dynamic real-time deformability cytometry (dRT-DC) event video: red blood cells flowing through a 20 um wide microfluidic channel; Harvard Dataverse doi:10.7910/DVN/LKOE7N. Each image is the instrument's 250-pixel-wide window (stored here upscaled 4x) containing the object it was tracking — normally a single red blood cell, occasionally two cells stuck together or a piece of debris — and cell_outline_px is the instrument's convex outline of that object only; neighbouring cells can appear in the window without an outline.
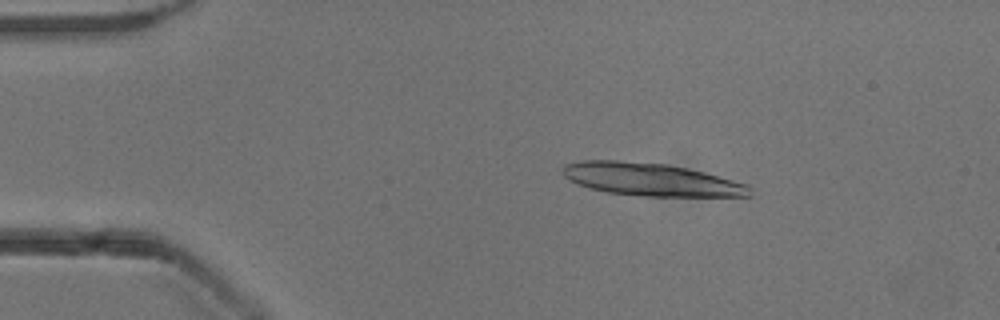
{"species": "common noctule bat (a hibernating species)", "species_latin": "Nyctalus noctula", "temperature_condition": "cold", "stored_images_in_passage": 51, "camera_frame_rate_fps": 3000, "um_per_image_px": 0.085, "animal": {"sex": "male", "body_mass_g": 13.3}, "frame": {"image": 1, "passage_image": 9, "time_ms": 2.667, "image_size_px": [1000, 320], "cell_outline_px": [[752, 196], [644, 196], [608, 192], [588, 188], [564, 176], [560, 168], [564, 164], [580, 160], [620, 160], [668, 164], [704, 172], [748, 184], [752, 188]], "centroid_in_image_um": [55.33, 15.25], "position_along_channel_um": 29.7, "area_um2": 35.78}}
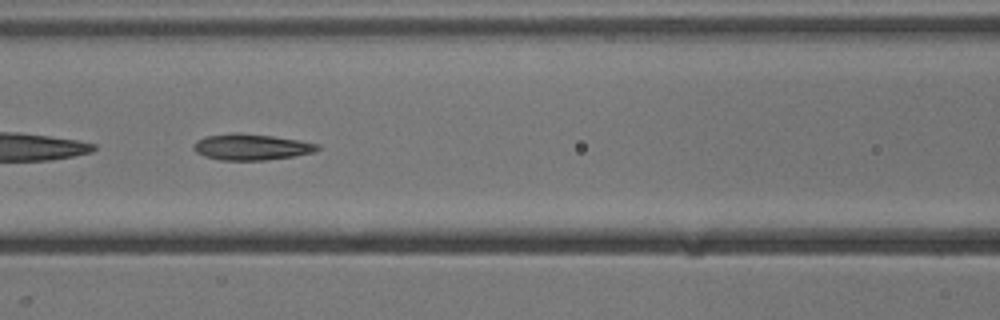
{"frame": {"image": 2, "passage_image": 23, "time_ms": 7.333, "image_size_px": [1000, 320], "cell_outline_px": [[320, 148], [316, 152], [292, 156], [264, 160], [220, 160], [204, 156], [196, 152], [192, 148], [192, 144], [196, 140], [204, 136], [232, 132], [240, 132], [272, 136], [300, 140], [320, 144]], "centroid_in_image_um": [21.33, 12.48], "position_along_channel_um": 145.3, "area_um2": 19.13}}
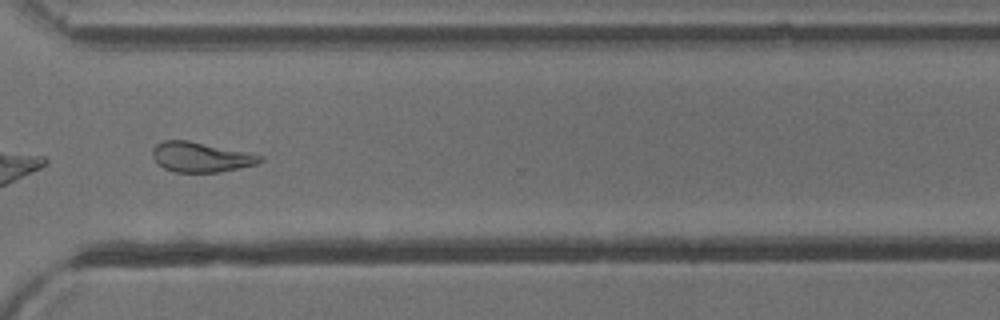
{"frame": {"image": 3, "passage_image": 39, "time_ms": 12.667, "image_size_px": [1000, 320], "cell_outline_px": [[264, 160], [256, 164], [220, 172], [176, 172], [164, 168], [152, 156], [152, 148], [156, 144], [164, 140], [188, 140], [252, 152], [264, 156]], "centroid_in_image_um": [17.12, 13.33], "position_along_channel_um": 353.5, "area_um2": 18.96}, "authors_computed_cell_mechanics": {"area_um2": 19.941, "velocity_mm_per_s": 3.9139, "shape_relaxation_time_tau1_ms": 7.8327, "shape_relaxation_time_tau2_ms": 2.744, "deformation_change_tau1": 0.2013, "deformation_change_tau2": 0.0963}}